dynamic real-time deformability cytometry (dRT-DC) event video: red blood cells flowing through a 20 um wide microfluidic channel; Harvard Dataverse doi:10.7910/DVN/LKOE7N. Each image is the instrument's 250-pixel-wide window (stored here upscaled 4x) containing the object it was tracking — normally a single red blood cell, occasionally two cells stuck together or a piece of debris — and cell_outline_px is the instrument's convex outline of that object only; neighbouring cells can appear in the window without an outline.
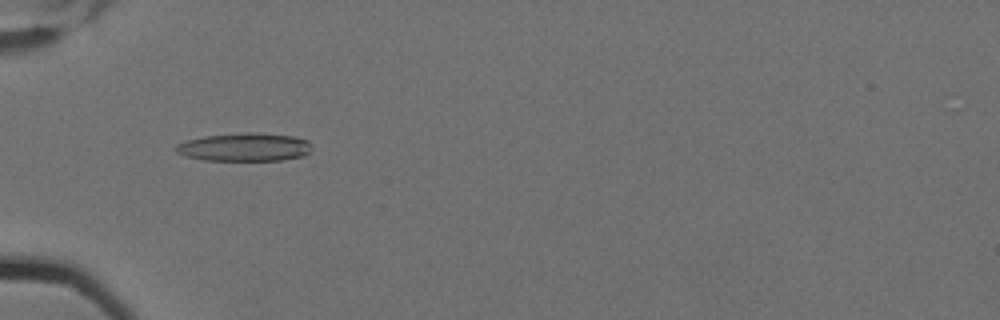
{"species": "Egyptian fruit bat (a non-hibernating species)", "species_latin": "Rousettus aegyptiacus", "temperature_condition": "cold", "stored_images_in_passage": 7, "camera_frame_rate_fps": 3000, "um_per_image_px": 0.085, "animal": {"sex": "female"}, "frame": {"image": 1, "passage_image": 6, "time_ms": 1.667, "image_size_px": [1000, 320], "cell_outline_px": [[312, 148], [304, 156], [284, 160], [204, 160], [188, 156], [176, 152], [172, 148], [176, 144], [188, 140], [204, 136], [248, 132], [256, 132], [292, 136], [308, 140], [312, 144]], "centroid_in_image_um": [20.81, 12.5], "position_along_channel_um": 64.2, "area_um2": 22.43}}